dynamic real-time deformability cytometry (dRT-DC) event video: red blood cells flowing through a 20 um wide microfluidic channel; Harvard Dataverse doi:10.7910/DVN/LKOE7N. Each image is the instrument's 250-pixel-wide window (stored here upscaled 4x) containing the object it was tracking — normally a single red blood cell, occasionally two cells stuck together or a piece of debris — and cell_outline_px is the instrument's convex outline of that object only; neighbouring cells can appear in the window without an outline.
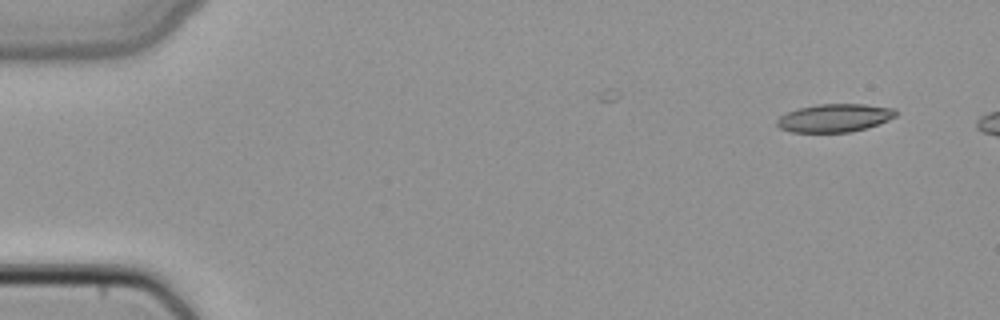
{"species": "common noctule bat (a hibernating species)", "species_latin": "Nyctalus noctula", "temperature_condition": "cold", "stored_images_in_passage": 4, "camera_frame_rate_fps": 3000, "um_per_image_px": 0.085, "animal": {"sex": "female", "body_mass_g": 22.7, "forearm_length_mm": 54.2}, "frame": {"image": 1, "passage_image": 1, "time_ms": 0.0, "image_size_px": [1000, 320], "cell_outline_px": [[896, 116], [888, 120], [852, 132], [792, 132], [780, 128], [776, 124], [776, 120], [780, 116], [796, 108], [820, 104], [864, 104], [896, 108]], "centroid_in_image_um": [70.92, 10.02], "position_along_channel_um": 14.1, "area_um2": 19.42}}
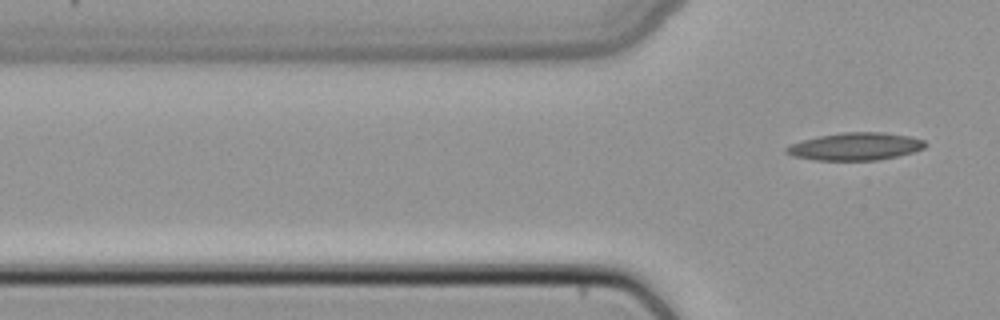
{"frame": {"image": 2, "passage_image": 4, "time_ms": 1.0, "image_size_px": [1000, 320], "cell_outline_px": [[928, 144], [924, 148], [912, 152], [896, 156], [876, 160], [816, 160], [792, 156], [784, 152], [784, 148], [792, 144], [804, 140], [820, 136], [840, 132], [884, 132], [908, 136], [924, 140]], "centroid_in_image_um": [72.7, 12.45], "position_along_channel_um": 53.1, "area_um2": 22.2}}